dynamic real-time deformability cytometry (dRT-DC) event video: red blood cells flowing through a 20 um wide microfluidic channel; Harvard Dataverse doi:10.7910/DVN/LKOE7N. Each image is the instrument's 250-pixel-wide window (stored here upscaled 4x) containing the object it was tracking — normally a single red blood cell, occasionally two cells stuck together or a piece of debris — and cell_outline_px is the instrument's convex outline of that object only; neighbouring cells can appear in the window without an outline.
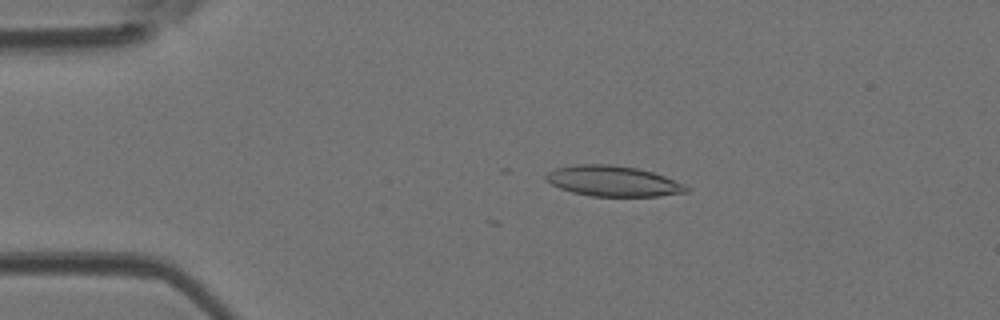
{"species": "Egyptian fruit bat (a non-hibernating species)", "species_latin": "Rousettus aegyptiacus", "temperature_condition": "room temperature", "stored_images_in_passage": 4, "camera_frame_rate_fps": 3000, "um_per_image_px": 0.085, "animal": {"sex": "female"}, "frame": {"image": 1, "passage_image": 2, "time_ms": 0.333, "image_size_px": [1000, 320], "cell_outline_px": [[688, 192], [656, 196], [592, 196], [572, 192], [560, 188], [552, 184], [544, 176], [548, 172], [556, 168], [576, 164], [608, 164], [636, 168], [652, 172], [664, 176], [684, 184], [688, 188]], "centroid_in_image_um": [52.1, 15.39], "position_along_channel_um": 32.9, "area_um2": 24.68}}
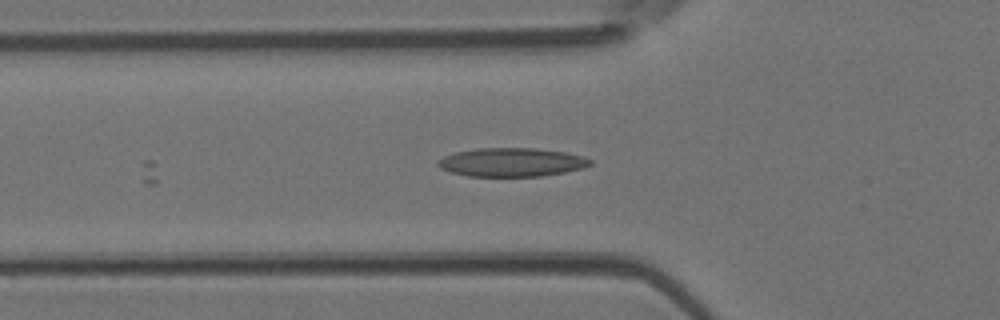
{"frame": {"image": 2, "passage_image": 4, "time_ms": 1.0, "image_size_px": [1000, 320], "cell_outline_px": [[592, 164], [584, 168], [564, 172], [540, 176], [468, 176], [452, 172], [440, 168], [436, 164], [444, 156], [456, 152], [476, 148], [536, 148], [564, 152], [584, 156], [592, 160]], "centroid_in_image_um": [43.52, 13.78], "position_along_channel_um": 82.3, "area_um2": 25.37}}